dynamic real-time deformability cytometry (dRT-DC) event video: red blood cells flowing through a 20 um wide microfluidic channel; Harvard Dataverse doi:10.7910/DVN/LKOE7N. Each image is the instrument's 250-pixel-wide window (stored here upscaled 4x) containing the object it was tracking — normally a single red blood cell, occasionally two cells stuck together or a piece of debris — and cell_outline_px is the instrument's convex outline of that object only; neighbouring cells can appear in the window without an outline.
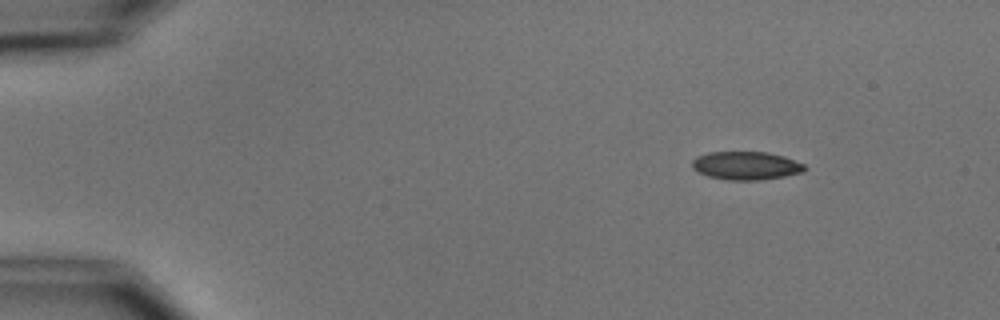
{"species": "common noctule bat (a hibernating species)", "species_latin": "Nyctalus noctula", "temperature_condition": "cold", "stored_images_in_passage": 9, "camera_frame_rate_fps": 3000, "um_per_image_px": 0.085, "animal": {"sex": "male", "body_mass_g": 15.6}, "frame": {"image": 1, "passage_image": 1, "time_ms": 0.0, "image_size_px": [1000, 320], "cell_outline_px": [[808, 168], [804, 172], [784, 176], [760, 180], [728, 180], [708, 176], [692, 168], [692, 160], [696, 156], [708, 152], [768, 152], [784, 156], [804, 164]], "centroid_in_image_um": [63.43, 14.07], "position_along_channel_um": 21.6, "area_um2": 18.61}}
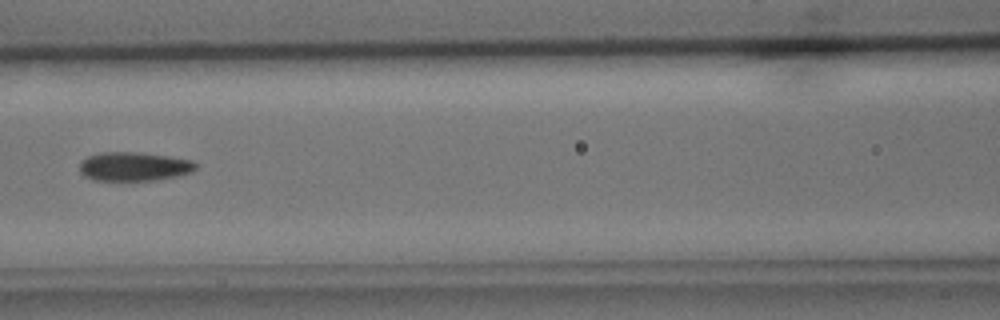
{"frame": {"image": 2, "passage_image": 6, "time_ms": 6.0, "image_size_px": [1000, 320], "cell_outline_px": [[196, 168], [192, 172], [176, 176], [156, 180], [92, 180], [84, 176], [80, 172], [80, 160], [88, 156], [100, 152], [136, 152], [168, 156], [192, 160], [196, 164]], "centroid_in_image_um": [11.36, 14.15], "position_along_channel_um": 155.2, "area_um2": 19.59}}
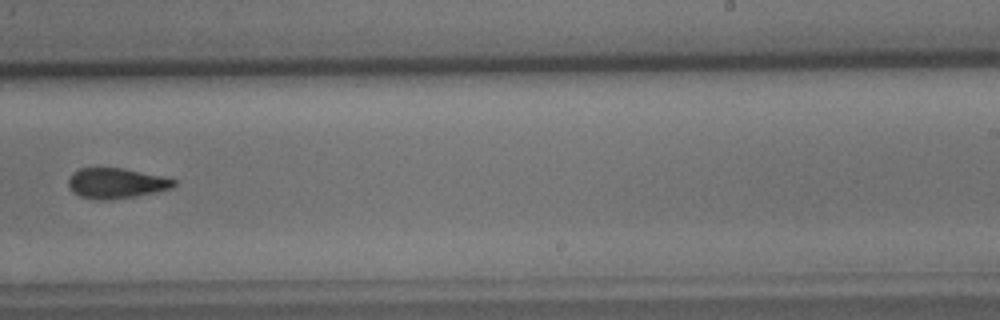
{"frame": {"image": 3, "passage_image": 9, "time_ms": 9.333, "image_size_px": [1000, 320], "cell_outline_px": [[176, 184], [172, 188], [156, 192], [136, 196], [108, 200], [96, 200], [80, 196], [72, 192], [68, 184], [68, 180], [72, 172], [80, 168], [124, 168], [164, 176], [176, 180]], "centroid_in_image_um": [9.88, 15.57], "position_along_channel_um": 279.1, "area_um2": 18.84}}